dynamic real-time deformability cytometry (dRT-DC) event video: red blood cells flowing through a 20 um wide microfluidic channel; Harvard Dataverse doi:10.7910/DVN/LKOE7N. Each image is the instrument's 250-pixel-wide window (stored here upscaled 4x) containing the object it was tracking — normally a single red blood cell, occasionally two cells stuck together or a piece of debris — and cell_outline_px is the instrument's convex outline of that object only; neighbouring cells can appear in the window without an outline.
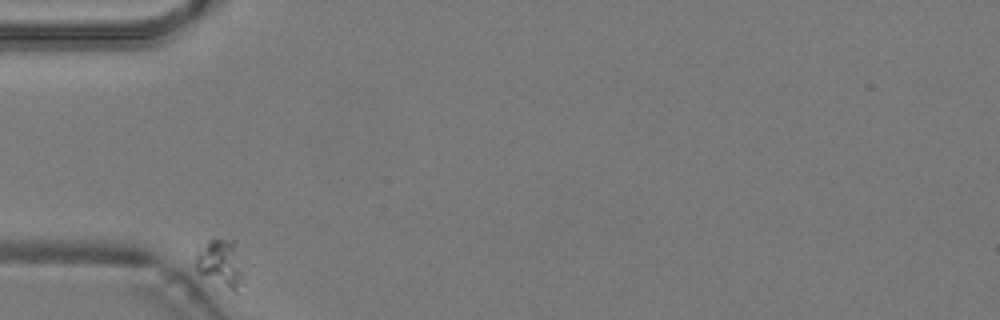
{"species": "common noctule bat (a hibernating species)", "species_latin": "Nyctalus noctula", "temperature_condition": "warm", "stored_images_in_passage": 35, "camera_frame_rate_fps": 3000, "um_per_image_px": 0.085, "animal": {"sex": "male", "body_mass_g": 19.2, "forearm_length_mm": 51.8}, "frame": {"image": 1, "passage_image": 1, "time_ms": 0.0, "image_size_px": [1000, 320], "cell_outline_px": [[244, 284], [240, 296], [232, 292], [196, 272], [196, 256], [208, 240], [236, 240], [244, 272]], "centroid_in_image_um": [18.86, 22.49], "position_along_channel_um": 66.1, "area_um2": 13.87}}
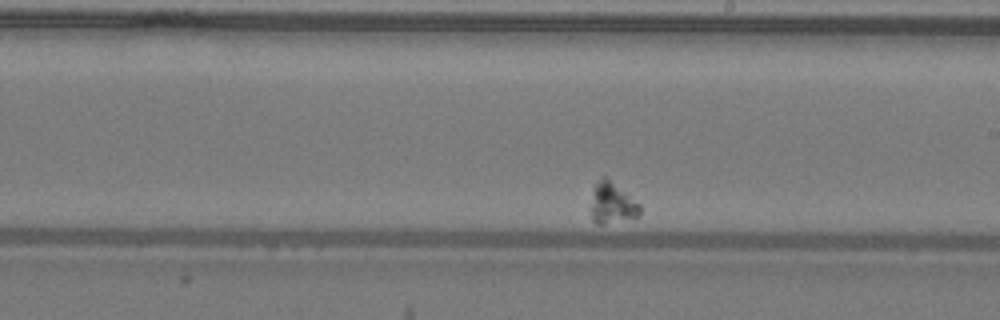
{"frame": {"image": 2, "passage_image": 20, "time_ms": 6.333, "image_size_px": [1000, 320], "cell_outline_px": [[640, 216], [604, 224], [596, 224], [592, 220], [592, 204], [596, 184], [600, 176], [608, 176], [640, 204]], "centroid_in_image_um": [52.06, 17.25], "position_along_channel_um": 236.9, "area_um2": 11.68}}
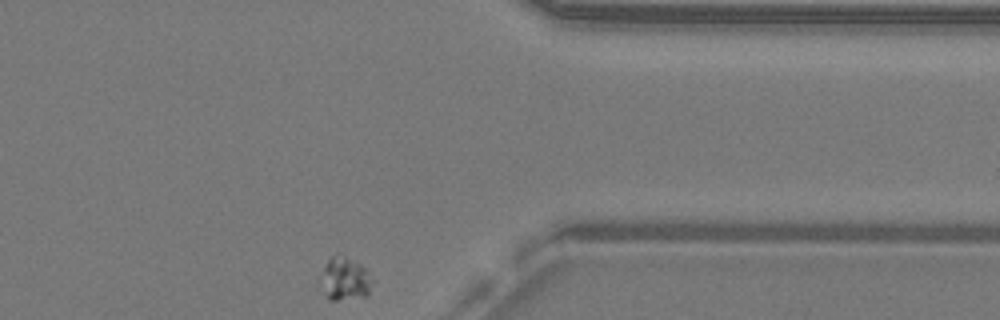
{"frame": {"image": 3, "passage_image": 35, "time_ms": 11.333, "image_size_px": [1000, 320], "cell_outline_px": [[372, 280], [368, 296], [336, 300], [328, 300], [324, 272], [324, 268], [328, 260], [336, 252], [360, 264], [364, 268]], "centroid_in_image_um": [29.39, 23.69], "position_along_channel_um": 382.0, "area_um2": 12.14}}